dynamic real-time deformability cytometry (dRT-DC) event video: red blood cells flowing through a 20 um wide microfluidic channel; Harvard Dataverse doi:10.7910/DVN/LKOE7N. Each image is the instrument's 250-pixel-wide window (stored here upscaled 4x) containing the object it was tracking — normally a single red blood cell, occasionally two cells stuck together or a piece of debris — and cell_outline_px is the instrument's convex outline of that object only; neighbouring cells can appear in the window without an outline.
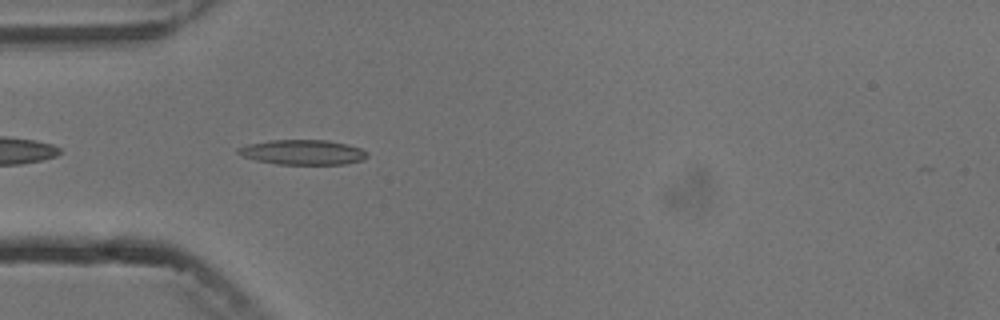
{"species": "common noctule bat (a hibernating species)", "species_latin": "Nyctalus noctula", "temperature_condition": "cold", "stored_images_in_passage": 3, "camera_frame_rate_fps": 3000, "um_per_image_px": 0.085, "animal": {"sex": "male", "body_mass_g": 13.3}, "frame": {"image": 1, "passage_image": 3, "time_ms": 2.333, "image_size_px": [1000, 320], "cell_outline_px": [[368, 156], [364, 160], [344, 164], [276, 164], [256, 160], [240, 156], [236, 152], [236, 148], [248, 144], [268, 140], [328, 140], [360, 148], [368, 152]], "centroid_in_image_um": [25.7, 12.94], "position_along_channel_um": 59.3, "area_um2": 18.84}}